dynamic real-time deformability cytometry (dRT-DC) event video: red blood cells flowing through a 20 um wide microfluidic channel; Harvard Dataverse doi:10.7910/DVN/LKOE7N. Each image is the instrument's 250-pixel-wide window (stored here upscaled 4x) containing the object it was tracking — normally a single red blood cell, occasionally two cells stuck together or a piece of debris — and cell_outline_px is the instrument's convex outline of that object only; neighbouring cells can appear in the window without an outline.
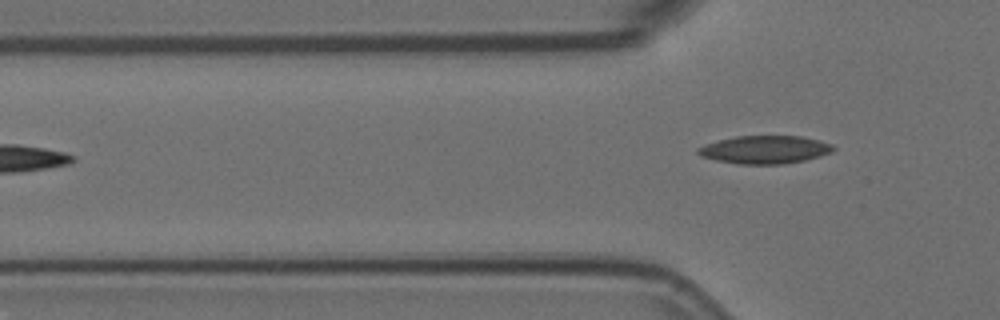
{"species": "Egyptian fruit bat (a non-hibernating species)", "species_latin": "Rousettus aegyptiacus", "temperature_condition": "room temperature", "stored_images_in_passage": 5, "camera_frame_rate_fps": 3000, "um_per_image_px": 0.085, "animal": {"sex": "female"}, "frame": {"image": 1, "passage_image": 5, "time_ms": 1.333, "image_size_px": [1000, 320], "cell_outline_px": [[836, 148], [832, 152], [820, 156], [804, 160], [784, 164], [740, 164], [716, 160], [700, 156], [696, 152], [696, 148], [720, 140], [736, 136], [800, 136], [820, 140], [832, 144]], "centroid_in_image_um": [65.04, 12.72], "position_along_channel_um": 60.8, "area_um2": 22.02}}